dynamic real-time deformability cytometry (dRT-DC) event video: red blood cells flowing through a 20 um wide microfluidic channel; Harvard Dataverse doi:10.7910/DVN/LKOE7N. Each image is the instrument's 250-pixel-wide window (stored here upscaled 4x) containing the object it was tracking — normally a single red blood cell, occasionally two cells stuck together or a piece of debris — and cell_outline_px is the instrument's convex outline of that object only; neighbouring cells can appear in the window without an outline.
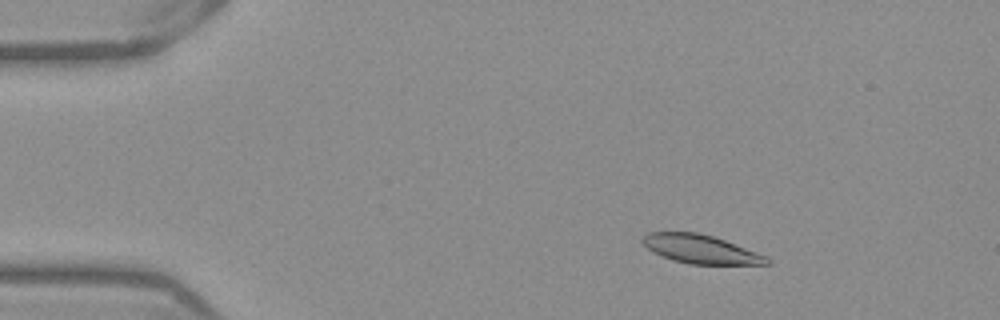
{"species": "Egyptian fruit bat (a non-hibernating species)", "species_latin": "Rousettus aegyptiacus", "temperature_condition": "warm", "stored_images_in_passage": 53, "camera_frame_rate_fps": 3000, "um_per_image_px": 0.085, "frame": {"image": 1, "passage_image": 9, "time_ms": 2.667, "image_size_px": [1000, 320], "cell_outline_px": [[772, 264], [688, 264], [672, 260], [652, 252], [640, 240], [640, 236], [648, 232], [696, 232], [712, 236], [724, 240], [768, 256], [772, 260]], "centroid_in_image_um": [59.54, 21.18], "position_along_channel_um": 25.5, "area_um2": 20.87}}
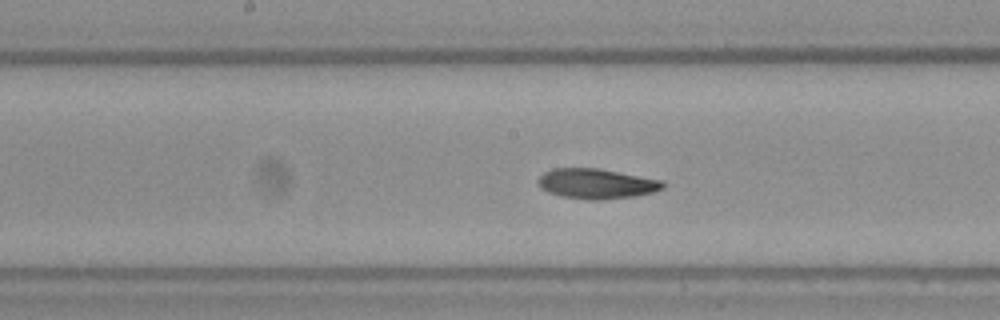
{"frame": {"image": 2, "passage_image": 28, "time_ms": 9.0, "image_size_px": [1000, 320], "cell_outline_px": [[664, 188], [652, 192], [636, 196], [600, 200], [592, 200], [560, 196], [548, 192], [540, 188], [536, 180], [544, 172], [552, 168], [600, 168], [664, 180]], "centroid_in_image_um": [50.7, 15.61], "position_along_channel_um": 197.5, "area_um2": 22.14}}
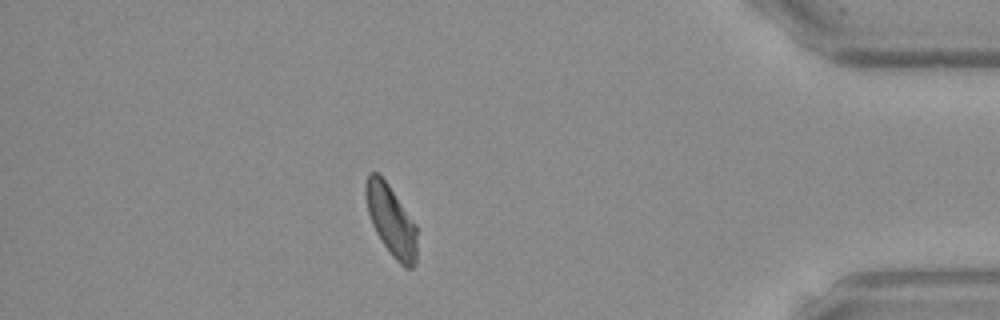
{"frame": {"image": 3, "passage_image": 47, "time_ms": 15.333, "image_size_px": [1000, 320], "cell_outline_px": [[416, 264], [412, 268], [404, 268], [392, 256], [376, 232], [372, 224], [368, 212], [364, 196], [364, 184], [368, 172], [376, 172], [388, 184], [416, 224]], "centroid_in_image_um": [33.23, 18.73], "position_along_channel_um": 402.0, "area_um2": 21.1}, "authors_computed_cell_mechanics": {"area_um2": 21.386, "velocity_mm_per_s": 3.8748, "shape_relaxation_time_tau1_ms": 7.6827, "shape_relaxation_time_tau2_ms": 3.4133, "deformation_change_tau1": 0.1627, "deformation_change_tau2": 0.0734}}